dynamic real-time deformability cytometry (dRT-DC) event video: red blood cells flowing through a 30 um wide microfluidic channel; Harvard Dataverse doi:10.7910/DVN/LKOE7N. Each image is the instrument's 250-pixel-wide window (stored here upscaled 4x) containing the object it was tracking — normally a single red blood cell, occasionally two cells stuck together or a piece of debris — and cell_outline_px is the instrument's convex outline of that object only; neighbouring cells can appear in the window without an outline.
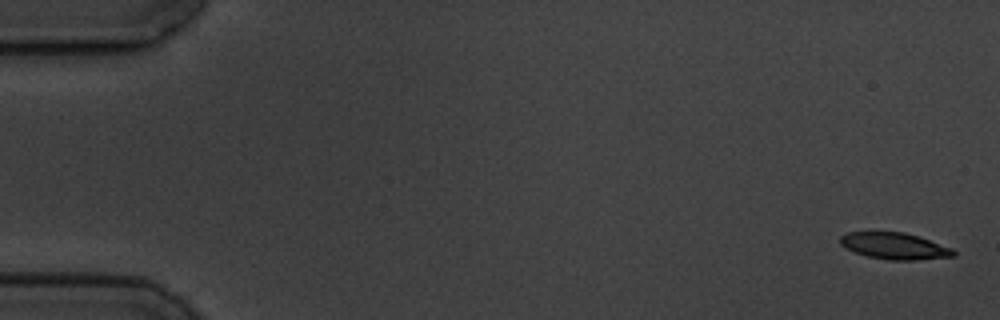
{"species": "common noctule bat (a hibernating species)", "species_latin": "Nyctalus noctula", "temperature_condition": "cold", "stored_images_in_passage": 5, "segment_of_instrument_passage": [1, 2], "camera_frame_rate_fps": 3000, "um_per_image_px": 0.085, "animal": {"sex": "male", "body_mass_g": 19.5, "forearm_length_mm": 54.6}, "frame": {"image": 1, "passage_image": 1, "time_ms": 0.0, "image_size_px": [1000, 320], "cell_outline_px": [[956, 256], [916, 260], [888, 260], [868, 256], [856, 252], [840, 244], [840, 236], [848, 232], [872, 228], [904, 232], [920, 236], [952, 248], [956, 252]], "centroid_in_image_um": [76.0, 20.85], "position_along_channel_um": 9.0, "area_um2": 18.32}}
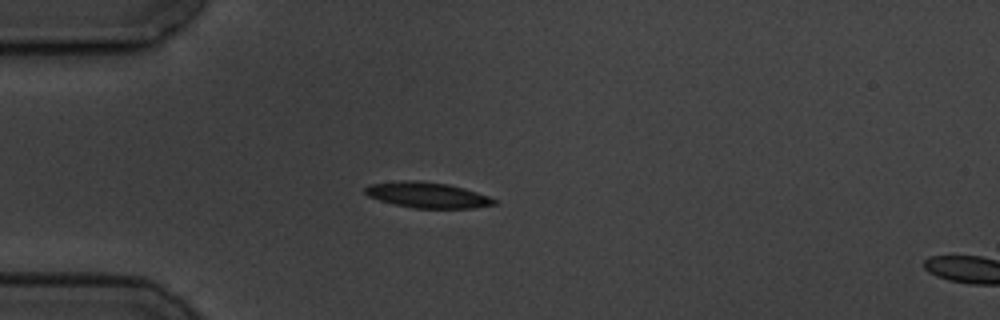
{"frame": {"image": 2, "passage_image": 4, "time_ms": 4.667, "image_size_px": [1000, 320], "cell_outline_px": [[496, 204], [472, 208], [412, 208], [380, 200], [368, 196], [364, 192], [364, 188], [368, 184], [404, 180], [416, 180], [448, 184], [464, 188], [488, 196], [496, 200]], "centroid_in_image_um": [36.3, 16.57], "position_along_channel_um": 48.7, "area_um2": 19.19}}